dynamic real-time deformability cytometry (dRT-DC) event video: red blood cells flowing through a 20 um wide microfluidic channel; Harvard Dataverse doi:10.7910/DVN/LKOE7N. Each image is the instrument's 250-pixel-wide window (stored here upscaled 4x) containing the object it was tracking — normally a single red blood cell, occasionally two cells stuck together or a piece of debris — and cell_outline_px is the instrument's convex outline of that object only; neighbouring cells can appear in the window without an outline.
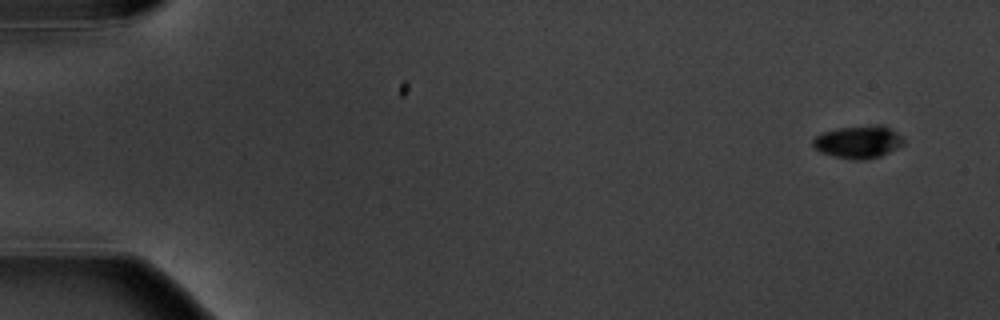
{"species": "common noctule bat (a hibernating species)", "species_latin": "Nyctalus noctula", "temperature_condition": "warm", "stored_images_in_passage": 5, "camera_frame_rate_fps": 3000, "um_per_image_px": 0.085, "animal": {"sex": "male", "body_mass_g": 20.1, "forearm_length_mm": 53.5}, "frame": {"image": 1, "passage_image": 1, "time_ms": 0.0, "image_size_px": [1000, 320], "cell_outline_px": [[904, 144], [880, 156], [864, 160], [856, 160], [836, 156], [820, 152], [812, 144], [812, 140], [816, 136], [824, 132], [836, 128], [876, 124], [880, 124], [896, 132], [904, 140]], "centroid_in_image_um": [72.95, 12.05], "position_along_channel_um": 12.1, "area_um2": 17.05}}
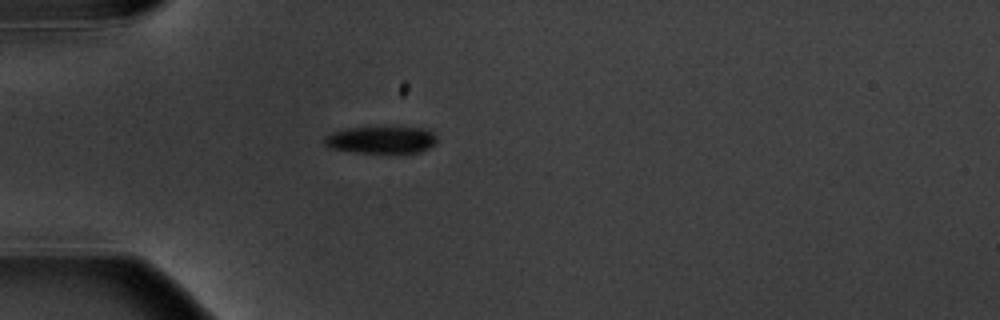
{"frame": {"image": 2, "passage_image": 5, "time_ms": 4.667, "image_size_px": [1000, 320], "cell_outline_px": [[436, 144], [420, 152], [356, 152], [332, 148], [324, 144], [324, 136], [332, 132], [348, 128], [424, 128], [436, 132]], "centroid_in_image_um": [32.43, 11.88], "position_along_channel_um": 52.6, "area_um2": 17.51}}